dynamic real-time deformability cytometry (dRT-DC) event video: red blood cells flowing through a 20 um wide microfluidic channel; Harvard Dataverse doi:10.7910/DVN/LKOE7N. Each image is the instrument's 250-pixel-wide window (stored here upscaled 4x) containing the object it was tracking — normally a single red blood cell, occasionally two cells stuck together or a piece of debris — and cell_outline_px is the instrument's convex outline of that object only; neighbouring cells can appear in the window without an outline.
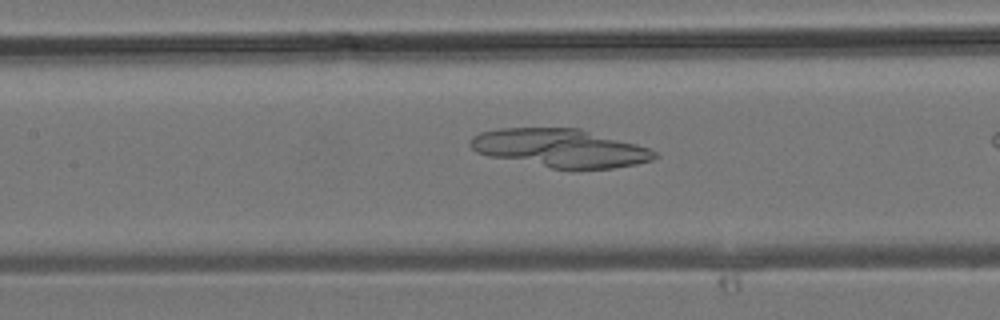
{"species": "common noctule bat (a hibernating species)", "species_latin": "Nyctalus noctula", "temperature_condition": "room temperature", "stored_images_in_passage": 24, "camera_frame_rate_fps": 3000, "um_per_image_px": 0.085, "animal": {"sex": "male", "body_mass_g": 19.2, "forearm_length_mm": 51.8}, "frame": {"image": 1, "passage_image": 6, "time_ms": 1.667, "image_size_px": [1000, 320], "cell_outline_px": [[660, 156], [652, 160], [636, 164], [612, 168], [552, 168], [488, 156], [476, 152], [468, 144], [472, 136], [480, 132], [500, 128], [580, 128], [652, 148]], "centroid_in_image_um": [47.63, 12.58], "position_along_channel_um": 159.8, "area_um2": 41.15}}